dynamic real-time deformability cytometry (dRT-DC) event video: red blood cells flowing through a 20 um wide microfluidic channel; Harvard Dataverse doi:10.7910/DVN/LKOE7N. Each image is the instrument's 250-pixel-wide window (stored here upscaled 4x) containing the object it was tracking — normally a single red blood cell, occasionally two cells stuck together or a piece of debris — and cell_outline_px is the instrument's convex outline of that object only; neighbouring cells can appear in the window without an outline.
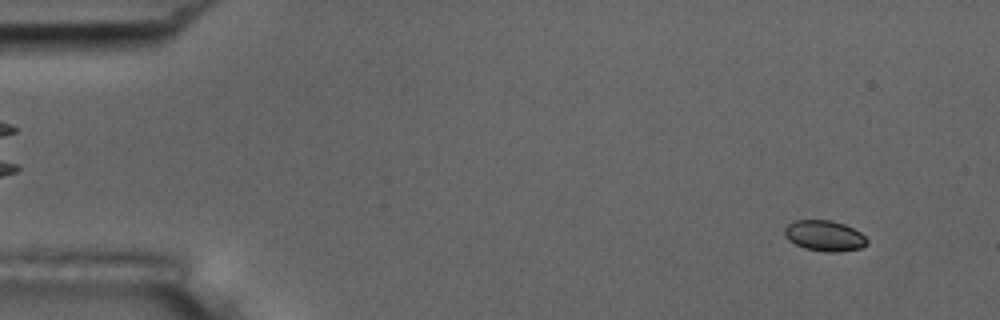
{"species": "common noctule bat (a hibernating species)", "species_latin": "Nyctalus noctula", "temperature_condition": "room temperature", "stored_images_in_passage": 5, "camera_frame_rate_fps": 3000, "um_per_image_px": 0.085, "animal": {"sex": "male", "body_mass_g": 17.5, "forearm_length_mm": 52.3}, "frame": {"image": 1, "passage_image": 1, "time_ms": 0.0, "image_size_px": [1000, 320], "cell_outline_px": [[868, 244], [860, 248], [836, 252], [824, 252], [804, 248], [788, 240], [784, 236], [784, 228], [788, 224], [796, 220], [832, 220], [844, 224], [860, 232], [868, 240]], "centroid_in_image_um": [70.07, 20.04], "position_along_channel_um": 14.9, "area_um2": 14.8}}
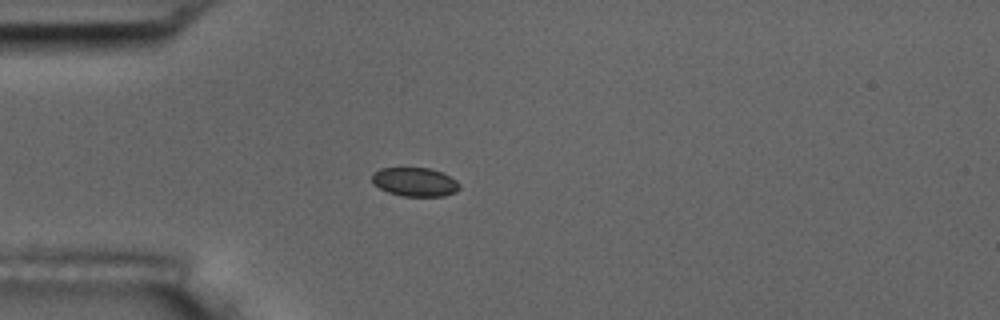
{"frame": {"image": 2, "passage_image": 4, "time_ms": 3.667, "image_size_px": [1000, 320], "cell_outline_px": [[460, 188], [456, 192], [444, 196], [404, 196], [388, 192], [380, 188], [372, 180], [372, 172], [380, 168], [428, 168], [444, 172], [456, 180], [460, 184]], "centroid_in_image_um": [35.3, 15.46], "position_along_channel_um": 49.7, "area_um2": 14.74}}